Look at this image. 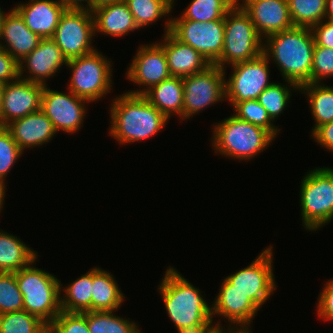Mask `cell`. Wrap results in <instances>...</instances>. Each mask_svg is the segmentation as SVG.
<instances>
[{"label": "cell", "instance_id": "cell-1", "mask_svg": "<svg viewBox=\"0 0 333 333\" xmlns=\"http://www.w3.org/2000/svg\"><path fill=\"white\" fill-rule=\"evenodd\" d=\"M158 285L167 315L178 333H211L225 329L221 321L212 318L211 305L199 288L184 278L176 268L167 267ZM215 322V323H214Z\"/></svg>", "mask_w": 333, "mask_h": 333}, {"label": "cell", "instance_id": "cell-2", "mask_svg": "<svg viewBox=\"0 0 333 333\" xmlns=\"http://www.w3.org/2000/svg\"><path fill=\"white\" fill-rule=\"evenodd\" d=\"M314 47L309 27L294 26L263 39V54L273 61L282 80L291 81L299 87L311 83Z\"/></svg>", "mask_w": 333, "mask_h": 333}, {"label": "cell", "instance_id": "cell-3", "mask_svg": "<svg viewBox=\"0 0 333 333\" xmlns=\"http://www.w3.org/2000/svg\"><path fill=\"white\" fill-rule=\"evenodd\" d=\"M111 100L109 134L120 145L150 139L169 121L143 95L125 92Z\"/></svg>", "mask_w": 333, "mask_h": 333}, {"label": "cell", "instance_id": "cell-4", "mask_svg": "<svg viewBox=\"0 0 333 333\" xmlns=\"http://www.w3.org/2000/svg\"><path fill=\"white\" fill-rule=\"evenodd\" d=\"M211 137L213 150L232 160L250 161L275 141L266 129L239 119L234 114L215 123Z\"/></svg>", "mask_w": 333, "mask_h": 333}, {"label": "cell", "instance_id": "cell-5", "mask_svg": "<svg viewBox=\"0 0 333 333\" xmlns=\"http://www.w3.org/2000/svg\"><path fill=\"white\" fill-rule=\"evenodd\" d=\"M37 260L16 271V281L23 296V310L49 325L61 312V281L54 274L34 266Z\"/></svg>", "mask_w": 333, "mask_h": 333}, {"label": "cell", "instance_id": "cell-6", "mask_svg": "<svg viewBox=\"0 0 333 333\" xmlns=\"http://www.w3.org/2000/svg\"><path fill=\"white\" fill-rule=\"evenodd\" d=\"M303 177L299 192L302 225L309 232L318 231L333 221V168L316 167Z\"/></svg>", "mask_w": 333, "mask_h": 333}, {"label": "cell", "instance_id": "cell-7", "mask_svg": "<svg viewBox=\"0 0 333 333\" xmlns=\"http://www.w3.org/2000/svg\"><path fill=\"white\" fill-rule=\"evenodd\" d=\"M263 53V38L257 33L250 16L236 3L224 17V43L220 59L215 63L228 65L257 58Z\"/></svg>", "mask_w": 333, "mask_h": 333}, {"label": "cell", "instance_id": "cell-8", "mask_svg": "<svg viewBox=\"0 0 333 333\" xmlns=\"http://www.w3.org/2000/svg\"><path fill=\"white\" fill-rule=\"evenodd\" d=\"M112 65L113 63L97 49L68 60L66 68L71 70L72 75L66 85L67 90L90 103L105 98L113 88Z\"/></svg>", "mask_w": 333, "mask_h": 333}, {"label": "cell", "instance_id": "cell-9", "mask_svg": "<svg viewBox=\"0 0 333 333\" xmlns=\"http://www.w3.org/2000/svg\"><path fill=\"white\" fill-rule=\"evenodd\" d=\"M245 268L225 277L229 282V291H238L261 309L275 292L277 285L273 272V248L265 247Z\"/></svg>", "mask_w": 333, "mask_h": 333}, {"label": "cell", "instance_id": "cell-10", "mask_svg": "<svg viewBox=\"0 0 333 333\" xmlns=\"http://www.w3.org/2000/svg\"><path fill=\"white\" fill-rule=\"evenodd\" d=\"M166 20L164 33L170 32L180 42L190 45L210 64H215L223 51L224 20L195 21L188 19Z\"/></svg>", "mask_w": 333, "mask_h": 333}, {"label": "cell", "instance_id": "cell-11", "mask_svg": "<svg viewBox=\"0 0 333 333\" xmlns=\"http://www.w3.org/2000/svg\"><path fill=\"white\" fill-rule=\"evenodd\" d=\"M226 69L211 64L204 71L183 77L182 121L225 101Z\"/></svg>", "mask_w": 333, "mask_h": 333}, {"label": "cell", "instance_id": "cell-12", "mask_svg": "<svg viewBox=\"0 0 333 333\" xmlns=\"http://www.w3.org/2000/svg\"><path fill=\"white\" fill-rule=\"evenodd\" d=\"M94 18L90 10L66 9L61 15L52 39L67 60L78 58L96 50Z\"/></svg>", "mask_w": 333, "mask_h": 333}, {"label": "cell", "instance_id": "cell-13", "mask_svg": "<svg viewBox=\"0 0 333 333\" xmlns=\"http://www.w3.org/2000/svg\"><path fill=\"white\" fill-rule=\"evenodd\" d=\"M270 61L262 53L249 61L235 63L231 75L225 78V101L234 107L238 102L258 99L273 82L270 78Z\"/></svg>", "mask_w": 333, "mask_h": 333}, {"label": "cell", "instance_id": "cell-14", "mask_svg": "<svg viewBox=\"0 0 333 333\" xmlns=\"http://www.w3.org/2000/svg\"><path fill=\"white\" fill-rule=\"evenodd\" d=\"M87 103L70 90L66 92L52 90L48 84L44 85L41 97V110L51 120L57 134H73L81 129L87 114Z\"/></svg>", "mask_w": 333, "mask_h": 333}, {"label": "cell", "instance_id": "cell-15", "mask_svg": "<svg viewBox=\"0 0 333 333\" xmlns=\"http://www.w3.org/2000/svg\"><path fill=\"white\" fill-rule=\"evenodd\" d=\"M136 51L127 68L128 70H126L125 76L132 83L139 85V89L128 90L127 93L143 95L152 86L171 77V74L166 54L158 41L152 44L141 45Z\"/></svg>", "mask_w": 333, "mask_h": 333}, {"label": "cell", "instance_id": "cell-16", "mask_svg": "<svg viewBox=\"0 0 333 333\" xmlns=\"http://www.w3.org/2000/svg\"><path fill=\"white\" fill-rule=\"evenodd\" d=\"M67 62L52 38L41 39L38 46L18 62L19 78L46 85V80L53 78Z\"/></svg>", "mask_w": 333, "mask_h": 333}, {"label": "cell", "instance_id": "cell-17", "mask_svg": "<svg viewBox=\"0 0 333 333\" xmlns=\"http://www.w3.org/2000/svg\"><path fill=\"white\" fill-rule=\"evenodd\" d=\"M222 280L219 293L212 302V318L219 316L224 321L226 319L229 324L226 330H250L260 309L246 295L229 291V282L225 278Z\"/></svg>", "mask_w": 333, "mask_h": 333}, {"label": "cell", "instance_id": "cell-18", "mask_svg": "<svg viewBox=\"0 0 333 333\" xmlns=\"http://www.w3.org/2000/svg\"><path fill=\"white\" fill-rule=\"evenodd\" d=\"M44 85L21 78L2 85V126L41 109Z\"/></svg>", "mask_w": 333, "mask_h": 333}, {"label": "cell", "instance_id": "cell-19", "mask_svg": "<svg viewBox=\"0 0 333 333\" xmlns=\"http://www.w3.org/2000/svg\"><path fill=\"white\" fill-rule=\"evenodd\" d=\"M242 1V3H241ZM237 0L250 16L257 33L264 39L270 34L294 27L288 0Z\"/></svg>", "mask_w": 333, "mask_h": 333}, {"label": "cell", "instance_id": "cell-20", "mask_svg": "<svg viewBox=\"0 0 333 333\" xmlns=\"http://www.w3.org/2000/svg\"><path fill=\"white\" fill-rule=\"evenodd\" d=\"M5 127L23 152L26 149L39 148L48 144L47 142H51L57 133L51 120L41 109L25 117L15 119Z\"/></svg>", "mask_w": 333, "mask_h": 333}, {"label": "cell", "instance_id": "cell-21", "mask_svg": "<svg viewBox=\"0 0 333 333\" xmlns=\"http://www.w3.org/2000/svg\"><path fill=\"white\" fill-rule=\"evenodd\" d=\"M41 39L26 26L23 17L14 7L5 14L0 32V47L9 52L17 62L30 54Z\"/></svg>", "mask_w": 333, "mask_h": 333}, {"label": "cell", "instance_id": "cell-22", "mask_svg": "<svg viewBox=\"0 0 333 333\" xmlns=\"http://www.w3.org/2000/svg\"><path fill=\"white\" fill-rule=\"evenodd\" d=\"M14 8L23 17L26 26L42 39L52 38L66 10L60 0H29Z\"/></svg>", "mask_w": 333, "mask_h": 333}, {"label": "cell", "instance_id": "cell-23", "mask_svg": "<svg viewBox=\"0 0 333 333\" xmlns=\"http://www.w3.org/2000/svg\"><path fill=\"white\" fill-rule=\"evenodd\" d=\"M159 40L167 57L171 76L187 77L204 71L211 64L190 45L176 39L170 32H166ZM163 39V40H162Z\"/></svg>", "mask_w": 333, "mask_h": 333}, {"label": "cell", "instance_id": "cell-24", "mask_svg": "<svg viewBox=\"0 0 333 333\" xmlns=\"http://www.w3.org/2000/svg\"><path fill=\"white\" fill-rule=\"evenodd\" d=\"M95 35L102 34L122 38L139 30L124 0L106 4L92 11Z\"/></svg>", "mask_w": 333, "mask_h": 333}, {"label": "cell", "instance_id": "cell-25", "mask_svg": "<svg viewBox=\"0 0 333 333\" xmlns=\"http://www.w3.org/2000/svg\"><path fill=\"white\" fill-rule=\"evenodd\" d=\"M91 311H117L125 301L113 274L102 268L92 267Z\"/></svg>", "mask_w": 333, "mask_h": 333}, {"label": "cell", "instance_id": "cell-26", "mask_svg": "<svg viewBox=\"0 0 333 333\" xmlns=\"http://www.w3.org/2000/svg\"><path fill=\"white\" fill-rule=\"evenodd\" d=\"M143 96L168 119L173 115L182 120L183 78L171 76L152 86Z\"/></svg>", "mask_w": 333, "mask_h": 333}, {"label": "cell", "instance_id": "cell-27", "mask_svg": "<svg viewBox=\"0 0 333 333\" xmlns=\"http://www.w3.org/2000/svg\"><path fill=\"white\" fill-rule=\"evenodd\" d=\"M38 258V252L16 235L0 230V272H16Z\"/></svg>", "mask_w": 333, "mask_h": 333}, {"label": "cell", "instance_id": "cell-28", "mask_svg": "<svg viewBox=\"0 0 333 333\" xmlns=\"http://www.w3.org/2000/svg\"><path fill=\"white\" fill-rule=\"evenodd\" d=\"M299 93L306 95L315 124L311 134L319 127L333 121V86L324 83H307Z\"/></svg>", "mask_w": 333, "mask_h": 333}, {"label": "cell", "instance_id": "cell-29", "mask_svg": "<svg viewBox=\"0 0 333 333\" xmlns=\"http://www.w3.org/2000/svg\"><path fill=\"white\" fill-rule=\"evenodd\" d=\"M92 268L64 287L60 284L61 311L83 313L91 311L92 299Z\"/></svg>", "mask_w": 333, "mask_h": 333}, {"label": "cell", "instance_id": "cell-30", "mask_svg": "<svg viewBox=\"0 0 333 333\" xmlns=\"http://www.w3.org/2000/svg\"><path fill=\"white\" fill-rule=\"evenodd\" d=\"M115 311H87L82 314L87 319L90 333H144L137 322L117 316Z\"/></svg>", "mask_w": 333, "mask_h": 333}, {"label": "cell", "instance_id": "cell-31", "mask_svg": "<svg viewBox=\"0 0 333 333\" xmlns=\"http://www.w3.org/2000/svg\"><path fill=\"white\" fill-rule=\"evenodd\" d=\"M140 29L155 24L173 12L175 0H124Z\"/></svg>", "mask_w": 333, "mask_h": 333}, {"label": "cell", "instance_id": "cell-32", "mask_svg": "<svg viewBox=\"0 0 333 333\" xmlns=\"http://www.w3.org/2000/svg\"><path fill=\"white\" fill-rule=\"evenodd\" d=\"M237 0H191L181 15L170 19L195 21L224 20L226 14L235 6ZM179 17V18H178Z\"/></svg>", "mask_w": 333, "mask_h": 333}, {"label": "cell", "instance_id": "cell-33", "mask_svg": "<svg viewBox=\"0 0 333 333\" xmlns=\"http://www.w3.org/2000/svg\"><path fill=\"white\" fill-rule=\"evenodd\" d=\"M284 83L273 82L257 99L274 122L287 109L286 107L290 103L289 100H291L290 98L294 94L291 91L295 90L297 92L300 90V87L291 81L284 80Z\"/></svg>", "mask_w": 333, "mask_h": 333}, {"label": "cell", "instance_id": "cell-34", "mask_svg": "<svg viewBox=\"0 0 333 333\" xmlns=\"http://www.w3.org/2000/svg\"><path fill=\"white\" fill-rule=\"evenodd\" d=\"M288 5L294 26L311 28L326 19V0H288Z\"/></svg>", "mask_w": 333, "mask_h": 333}, {"label": "cell", "instance_id": "cell-35", "mask_svg": "<svg viewBox=\"0 0 333 333\" xmlns=\"http://www.w3.org/2000/svg\"><path fill=\"white\" fill-rule=\"evenodd\" d=\"M234 115L239 119L262 127L269 131L275 138L280 133L279 126L274 125V121L270 118L266 109L258 102L257 99L245 100L238 102L233 107Z\"/></svg>", "mask_w": 333, "mask_h": 333}, {"label": "cell", "instance_id": "cell-36", "mask_svg": "<svg viewBox=\"0 0 333 333\" xmlns=\"http://www.w3.org/2000/svg\"><path fill=\"white\" fill-rule=\"evenodd\" d=\"M45 325L25 310L0 314V333H37Z\"/></svg>", "mask_w": 333, "mask_h": 333}, {"label": "cell", "instance_id": "cell-37", "mask_svg": "<svg viewBox=\"0 0 333 333\" xmlns=\"http://www.w3.org/2000/svg\"><path fill=\"white\" fill-rule=\"evenodd\" d=\"M23 310V296L15 272H0V314Z\"/></svg>", "mask_w": 333, "mask_h": 333}, {"label": "cell", "instance_id": "cell-38", "mask_svg": "<svg viewBox=\"0 0 333 333\" xmlns=\"http://www.w3.org/2000/svg\"><path fill=\"white\" fill-rule=\"evenodd\" d=\"M24 152L5 126H0V185L6 188V176Z\"/></svg>", "mask_w": 333, "mask_h": 333}, {"label": "cell", "instance_id": "cell-39", "mask_svg": "<svg viewBox=\"0 0 333 333\" xmlns=\"http://www.w3.org/2000/svg\"><path fill=\"white\" fill-rule=\"evenodd\" d=\"M332 77L333 48L322 47L315 44L311 70V83H323V80Z\"/></svg>", "mask_w": 333, "mask_h": 333}, {"label": "cell", "instance_id": "cell-40", "mask_svg": "<svg viewBox=\"0 0 333 333\" xmlns=\"http://www.w3.org/2000/svg\"><path fill=\"white\" fill-rule=\"evenodd\" d=\"M49 325L54 333H90L87 319L82 313L61 311Z\"/></svg>", "mask_w": 333, "mask_h": 333}, {"label": "cell", "instance_id": "cell-41", "mask_svg": "<svg viewBox=\"0 0 333 333\" xmlns=\"http://www.w3.org/2000/svg\"><path fill=\"white\" fill-rule=\"evenodd\" d=\"M316 303L317 317L325 321H333V278L325 282Z\"/></svg>", "mask_w": 333, "mask_h": 333}, {"label": "cell", "instance_id": "cell-42", "mask_svg": "<svg viewBox=\"0 0 333 333\" xmlns=\"http://www.w3.org/2000/svg\"><path fill=\"white\" fill-rule=\"evenodd\" d=\"M19 78V64L9 52L0 47V83L13 82Z\"/></svg>", "mask_w": 333, "mask_h": 333}, {"label": "cell", "instance_id": "cell-43", "mask_svg": "<svg viewBox=\"0 0 333 333\" xmlns=\"http://www.w3.org/2000/svg\"><path fill=\"white\" fill-rule=\"evenodd\" d=\"M311 31L316 45L333 48V20L324 19L312 26Z\"/></svg>", "mask_w": 333, "mask_h": 333}, {"label": "cell", "instance_id": "cell-44", "mask_svg": "<svg viewBox=\"0 0 333 333\" xmlns=\"http://www.w3.org/2000/svg\"><path fill=\"white\" fill-rule=\"evenodd\" d=\"M311 136L321 148L333 153V121L319 126Z\"/></svg>", "mask_w": 333, "mask_h": 333}, {"label": "cell", "instance_id": "cell-45", "mask_svg": "<svg viewBox=\"0 0 333 333\" xmlns=\"http://www.w3.org/2000/svg\"><path fill=\"white\" fill-rule=\"evenodd\" d=\"M60 1L63 3L66 9L90 10V0H60Z\"/></svg>", "mask_w": 333, "mask_h": 333}, {"label": "cell", "instance_id": "cell-46", "mask_svg": "<svg viewBox=\"0 0 333 333\" xmlns=\"http://www.w3.org/2000/svg\"><path fill=\"white\" fill-rule=\"evenodd\" d=\"M118 1L122 0H90V11H93L97 7Z\"/></svg>", "mask_w": 333, "mask_h": 333}, {"label": "cell", "instance_id": "cell-47", "mask_svg": "<svg viewBox=\"0 0 333 333\" xmlns=\"http://www.w3.org/2000/svg\"><path fill=\"white\" fill-rule=\"evenodd\" d=\"M325 16L327 20H333V0H326Z\"/></svg>", "mask_w": 333, "mask_h": 333}, {"label": "cell", "instance_id": "cell-48", "mask_svg": "<svg viewBox=\"0 0 333 333\" xmlns=\"http://www.w3.org/2000/svg\"><path fill=\"white\" fill-rule=\"evenodd\" d=\"M6 190L0 185V213H2V209L4 206V198H5Z\"/></svg>", "mask_w": 333, "mask_h": 333}, {"label": "cell", "instance_id": "cell-49", "mask_svg": "<svg viewBox=\"0 0 333 333\" xmlns=\"http://www.w3.org/2000/svg\"><path fill=\"white\" fill-rule=\"evenodd\" d=\"M37 333H54V330L50 325H45L40 331Z\"/></svg>", "mask_w": 333, "mask_h": 333}, {"label": "cell", "instance_id": "cell-50", "mask_svg": "<svg viewBox=\"0 0 333 333\" xmlns=\"http://www.w3.org/2000/svg\"><path fill=\"white\" fill-rule=\"evenodd\" d=\"M2 85L0 83V126H2Z\"/></svg>", "mask_w": 333, "mask_h": 333}, {"label": "cell", "instance_id": "cell-51", "mask_svg": "<svg viewBox=\"0 0 333 333\" xmlns=\"http://www.w3.org/2000/svg\"><path fill=\"white\" fill-rule=\"evenodd\" d=\"M226 333H252L250 330H226Z\"/></svg>", "mask_w": 333, "mask_h": 333}, {"label": "cell", "instance_id": "cell-52", "mask_svg": "<svg viewBox=\"0 0 333 333\" xmlns=\"http://www.w3.org/2000/svg\"><path fill=\"white\" fill-rule=\"evenodd\" d=\"M3 10H4V9H2V8L0 7V32H1V27H2V22H3L4 16H5V14L7 13V12H4Z\"/></svg>", "mask_w": 333, "mask_h": 333}, {"label": "cell", "instance_id": "cell-53", "mask_svg": "<svg viewBox=\"0 0 333 333\" xmlns=\"http://www.w3.org/2000/svg\"><path fill=\"white\" fill-rule=\"evenodd\" d=\"M211 333H226V330H223V329H215V330L212 331Z\"/></svg>", "mask_w": 333, "mask_h": 333}]
</instances>
